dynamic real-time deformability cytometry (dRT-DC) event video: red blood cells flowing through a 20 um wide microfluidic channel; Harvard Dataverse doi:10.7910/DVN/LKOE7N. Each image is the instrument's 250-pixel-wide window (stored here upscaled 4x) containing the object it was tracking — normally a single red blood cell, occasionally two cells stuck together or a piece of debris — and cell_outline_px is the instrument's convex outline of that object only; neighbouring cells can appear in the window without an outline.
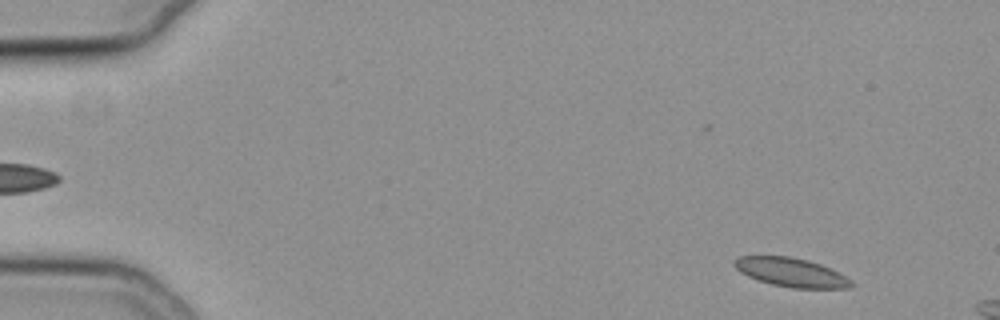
{"species": "common noctule bat (a hibernating species)", "species_latin": "Nyctalus noctula", "temperature_condition": "cold", "stored_images_in_passage": 10, "camera_frame_rate_fps": 3000, "um_per_image_px": 0.085, "animal": {"sex": "female", "body_mass_g": 19.3, "forearm_length_mm": 54.1}, "frame": {"image": 1, "passage_image": 2, "time_ms": 0.333, "image_size_px": [1000, 320], "cell_outline_px": [[856, 284], [848, 288], [792, 288], [772, 284], [748, 276], [740, 272], [732, 264], [732, 260], [740, 256], [788, 256], [808, 260], [820, 264], [852, 280]], "centroid_in_image_um": [67.23, 23.15], "position_along_channel_um": 17.8, "area_um2": 19.54}}